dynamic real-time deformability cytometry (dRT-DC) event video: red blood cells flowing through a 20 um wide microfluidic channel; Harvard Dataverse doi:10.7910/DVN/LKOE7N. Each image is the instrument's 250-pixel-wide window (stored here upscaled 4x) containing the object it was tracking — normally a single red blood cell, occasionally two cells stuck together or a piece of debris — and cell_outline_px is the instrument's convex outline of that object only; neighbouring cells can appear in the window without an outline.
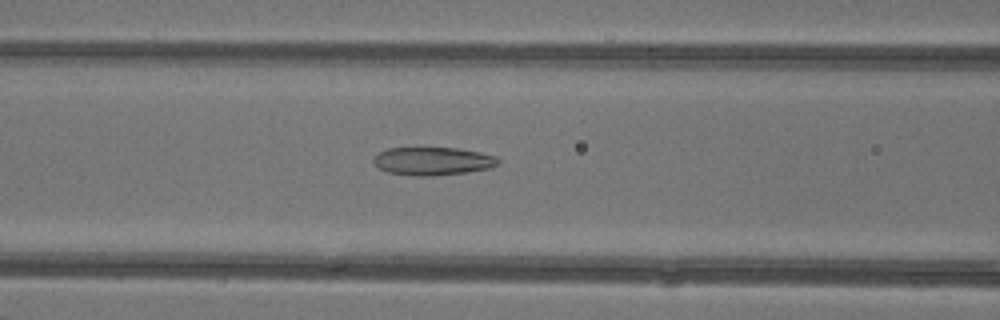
{"species": "common noctule bat (a hibernating species)", "species_latin": "Nyctalus noctula", "temperature_condition": "warm", "stored_images_in_passage": 32, "camera_frame_rate_fps": 3000, "um_per_image_px": 0.085, "animal": {"sex": "female"}, "frame": {"image": 1, "passage_image": 7, "time_ms": 2.0, "image_size_px": [1000, 320], "cell_outline_px": [[500, 164], [488, 168], [464, 172], [432, 176], [412, 176], [388, 172], [380, 168], [372, 160], [380, 152], [388, 148], [416, 144], [456, 148], [480, 152], [496, 156], [500, 160]], "centroid_in_image_um": [36.75, 13.64], "position_along_channel_um": 129.8, "area_um2": 21.21}}
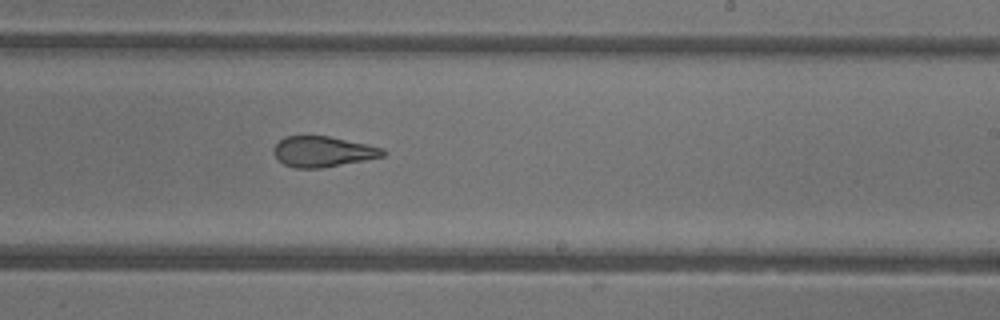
{"frame": {"image": 2, "passage_image": 16, "time_ms": 5.0, "image_size_px": [1000, 320], "cell_outline_px": [[384, 156], [364, 160], [320, 168], [296, 168], [284, 164], [276, 160], [272, 152], [272, 148], [284, 136], [328, 136], [368, 144], [384, 148]], "centroid_in_image_um": [27.39, 12.88], "position_along_channel_um": 261.6, "area_um2": 19.48}}
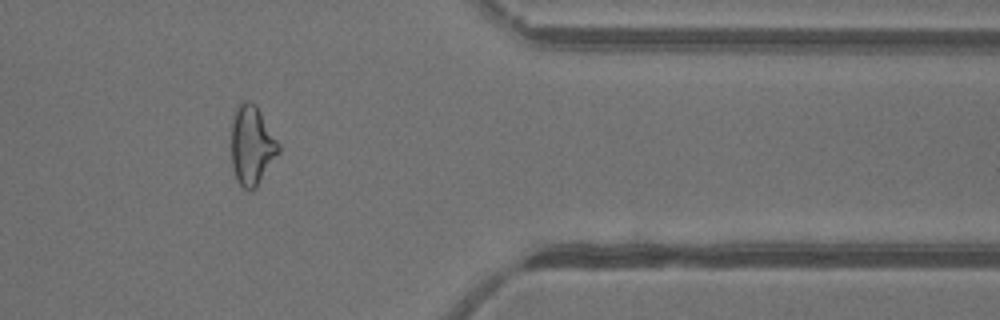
{"frame": {"image": 3, "passage_image": 26, "time_ms": 8.333, "image_size_px": [1000, 320], "cell_outline_px": [[280, 152], [256, 188], [252, 192], [248, 192], [236, 180], [232, 168], [232, 120], [236, 108], [244, 100], [248, 100], [256, 104], [280, 144]], "centroid_in_image_um": [21.42, 12.38], "position_along_channel_um": 390.0, "area_um2": 22.08}}